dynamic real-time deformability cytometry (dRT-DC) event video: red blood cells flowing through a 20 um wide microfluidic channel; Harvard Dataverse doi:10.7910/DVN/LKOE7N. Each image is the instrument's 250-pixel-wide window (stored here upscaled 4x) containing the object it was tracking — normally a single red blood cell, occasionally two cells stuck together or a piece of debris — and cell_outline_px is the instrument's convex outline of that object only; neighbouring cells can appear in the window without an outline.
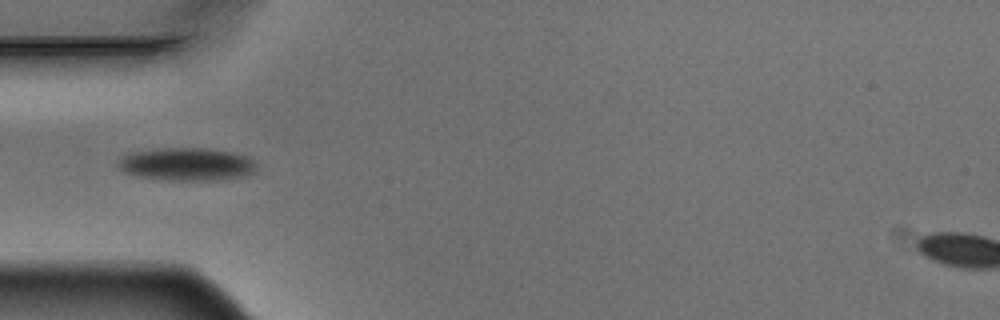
{"species": "Egyptian fruit bat (a non-hibernating species)", "species_latin": "Rousettus aegyptiacus", "temperature_condition": "warm", "stored_images_in_passage": 6, "camera_frame_rate_fps": 3000, "um_per_image_px": 0.085, "animal": {"sex": "male"}, "frame": {"image": 1, "passage_image": 5, "time_ms": 1.333, "image_size_px": [1000, 320], "cell_outline_px": [[252, 172], [244, 176], [212, 180], [168, 180], [140, 176], [124, 172], [116, 164], [124, 156], [132, 152], [156, 148], [208, 148], [232, 152], [244, 156], [252, 160]], "centroid_in_image_um": [15.8, 13.95], "position_along_channel_um": 69.2, "area_um2": 26.01}}
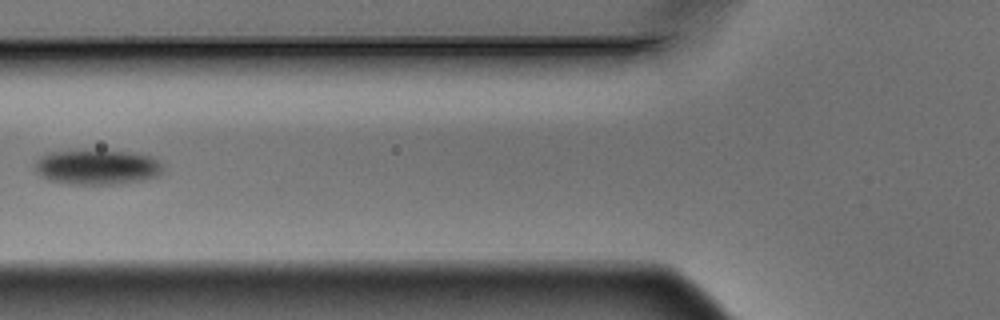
{"frame": {"image": 2, "passage_image": 6, "time_ms": 1.667, "image_size_px": [1000, 320], "cell_outline_px": [[164, 168], [160, 176], [144, 180], [116, 184], [68, 184], [48, 180], [40, 176], [32, 168], [32, 164], [40, 156], [48, 152], [140, 152], [152, 156], [164, 164]], "centroid_in_image_um": [8.28, 14.23], "position_along_channel_um": 117.5, "area_um2": 26.3}}